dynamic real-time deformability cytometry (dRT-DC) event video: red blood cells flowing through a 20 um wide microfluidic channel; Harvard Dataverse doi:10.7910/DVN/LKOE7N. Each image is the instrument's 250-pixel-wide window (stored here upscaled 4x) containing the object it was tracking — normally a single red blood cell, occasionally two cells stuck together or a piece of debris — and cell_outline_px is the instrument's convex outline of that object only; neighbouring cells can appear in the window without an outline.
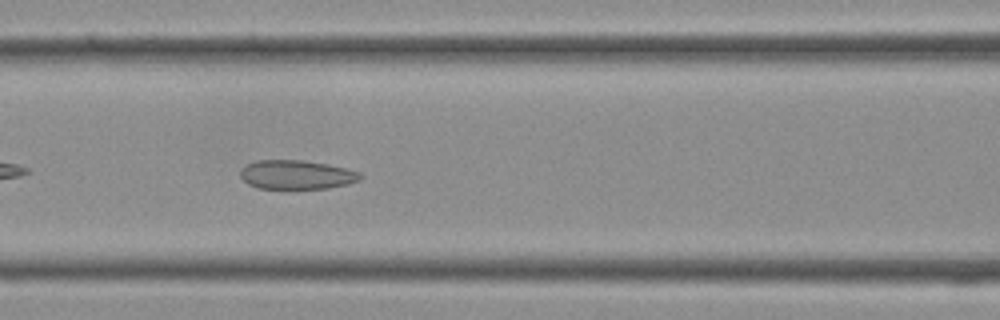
{"species": "Egyptian fruit bat (a non-hibernating species)", "species_latin": "Rousettus aegyptiacus", "temperature_condition": "cold", "stored_images_in_passage": 37, "segment_of_instrument_passage": [1, 2], "camera_frame_rate_fps": 3000, "um_per_image_px": 0.085, "frame": {"image": 1, "passage_image": 14, "time_ms": 4.333, "image_size_px": [1000, 320], "cell_outline_px": [[364, 176], [360, 180], [348, 184], [328, 188], [256, 188], [248, 184], [240, 176], [240, 168], [256, 160], [300, 160], [328, 164], [348, 168], [360, 172]], "centroid_in_image_um": [25.23, 14.84], "position_along_channel_um": 141.4, "area_um2": 20.4}}
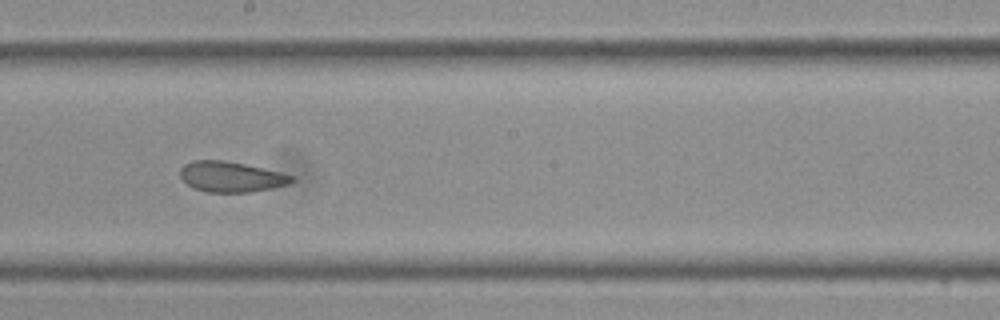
{"frame": {"image": 2, "passage_image": 19, "time_ms": 6.0, "image_size_px": [1000, 320], "cell_outline_px": [[296, 180], [288, 184], [272, 188], [252, 192], [208, 192], [196, 188], [188, 184], [180, 176], [180, 168], [184, 164], [192, 160], [224, 160], [244, 164], [280, 172], [296, 176]], "centroid_in_image_um": [19.67, 15.02], "position_along_channel_um": 228.5, "area_um2": 19.77}}
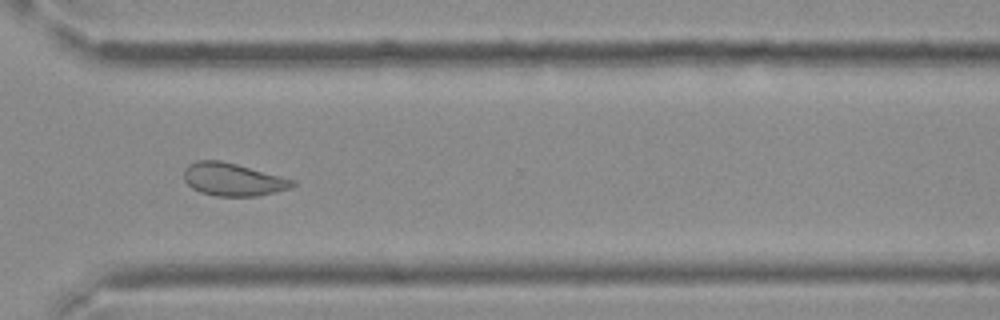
{"frame": {"image": 3, "passage_image": 26, "time_ms": 8.333, "image_size_px": [1000, 320], "cell_outline_px": [[296, 184], [292, 188], [256, 196], [216, 196], [200, 192], [192, 188], [184, 180], [184, 168], [188, 164], [196, 160], [220, 160], [236, 164], [296, 180]], "centroid_in_image_um": [19.79, 15.25], "position_along_channel_um": 350.8, "area_um2": 20.81}}